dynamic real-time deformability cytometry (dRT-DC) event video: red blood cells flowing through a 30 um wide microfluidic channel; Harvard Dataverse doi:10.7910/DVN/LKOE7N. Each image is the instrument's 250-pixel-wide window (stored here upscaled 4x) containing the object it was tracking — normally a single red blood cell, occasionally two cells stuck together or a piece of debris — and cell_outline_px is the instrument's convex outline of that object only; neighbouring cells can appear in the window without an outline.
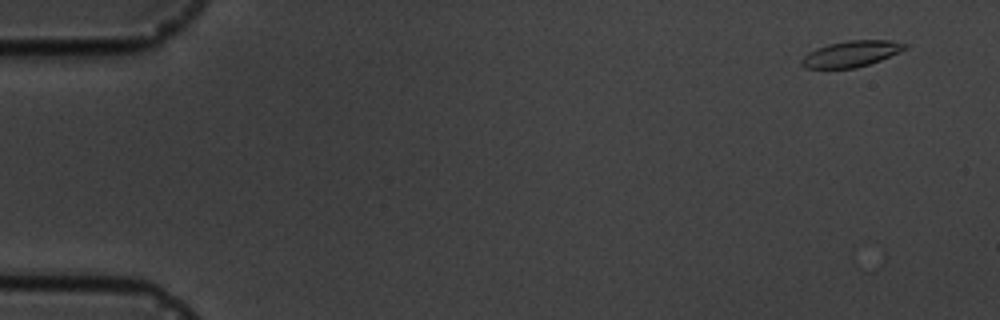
{"species": "common noctule bat (a hibernating species)", "species_latin": "Nyctalus noctula", "temperature_condition": "cold", "stored_images_in_passage": 5, "camera_frame_rate_fps": 3000, "um_per_image_px": 0.085, "animal": {"sex": "male", "body_mass_g": 19.5, "forearm_length_mm": 54.6}, "frame": {"image": 1, "passage_image": 1, "time_ms": 0.0, "image_size_px": [1000, 320], "cell_outline_px": [[908, 48], [900, 52], [880, 60], [856, 68], [804, 68], [800, 64], [800, 60], [804, 56], [816, 48], [828, 44], [848, 40], [892, 40], [908, 44]], "centroid_in_image_um": [72.37, 4.57], "position_along_channel_um": 12.6, "area_um2": 15.72}}
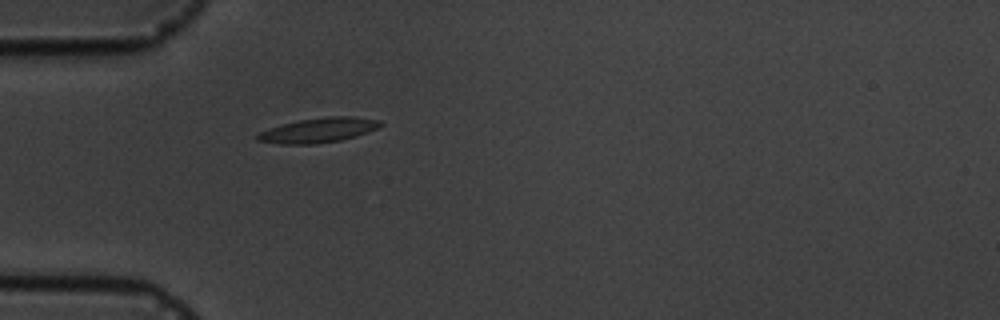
{"frame": {"image": 2, "passage_image": 5, "time_ms": 4.667, "image_size_px": [1000, 320], "cell_outline_px": [[384, 124], [376, 128], [356, 136], [340, 140], [316, 144], [280, 144], [256, 140], [256, 136], [260, 132], [268, 128], [300, 120], [328, 116], [352, 116], [380, 120]], "centroid_in_image_um": [27.07, 11.07], "position_along_channel_um": 57.9, "area_um2": 17.57}}